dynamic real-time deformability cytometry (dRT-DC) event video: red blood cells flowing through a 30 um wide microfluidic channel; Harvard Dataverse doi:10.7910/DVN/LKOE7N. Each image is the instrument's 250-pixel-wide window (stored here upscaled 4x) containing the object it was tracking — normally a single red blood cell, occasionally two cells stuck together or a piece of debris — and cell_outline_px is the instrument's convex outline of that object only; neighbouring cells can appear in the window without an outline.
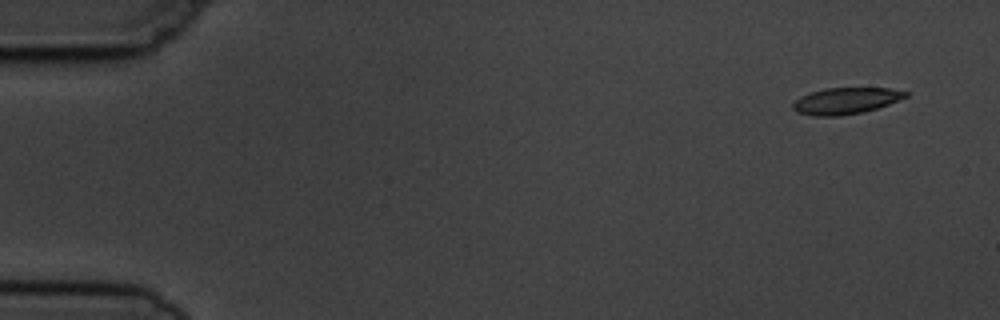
{"species": "common noctule bat (a hibernating species)", "species_latin": "Nyctalus noctula", "temperature_condition": "cold", "stored_images_in_passage": 4, "camera_frame_rate_fps": 3000, "um_per_image_px": 0.085, "animal": {"sex": "male", "body_mass_g": 19.5, "forearm_length_mm": 54.6}, "frame": {"image": 1, "passage_image": 1, "time_ms": 0.0, "image_size_px": [1000, 320], "cell_outline_px": [[908, 96], [888, 104], [864, 112], [840, 116], [812, 116], [796, 112], [792, 108], [792, 104], [800, 96], [824, 88], [888, 88], [908, 92]], "centroid_in_image_um": [71.85, 8.58], "position_along_channel_um": 13.1, "area_um2": 17.34}}
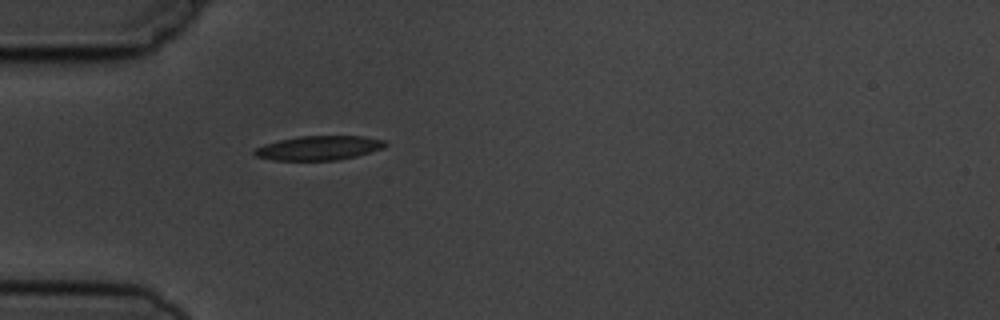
{"frame": {"image": 2, "passage_image": 4, "time_ms": 4.333, "image_size_px": [1000, 320], "cell_outline_px": [[388, 144], [384, 148], [356, 156], [336, 160], [272, 160], [256, 156], [252, 152], [256, 148], [264, 144], [280, 140], [300, 136], [364, 136], [384, 140]], "centroid_in_image_um": [27.12, 12.57], "position_along_channel_um": 57.9, "area_um2": 18.44}}